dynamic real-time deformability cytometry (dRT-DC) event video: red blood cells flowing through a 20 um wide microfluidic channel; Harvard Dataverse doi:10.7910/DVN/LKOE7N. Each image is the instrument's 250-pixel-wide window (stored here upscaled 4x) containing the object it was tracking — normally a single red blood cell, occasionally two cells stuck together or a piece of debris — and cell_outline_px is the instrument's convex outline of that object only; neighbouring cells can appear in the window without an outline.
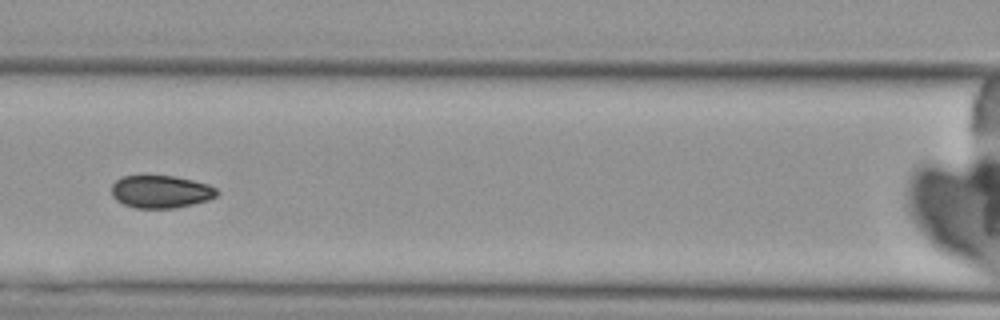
{"species": "Egyptian fruit bat (a non-hibernating species)", "species_latin": "Rousettus aegyptiacus", "temperature_condition": "cold", "stored_images_in_passage": 8, "camera_frame_rate_fps": 3000, "um_per_image_px": 0.085, "animal": {"sex": "female"}, "frame": {"image": 1, "passage_image": 6, "time_ms": 6.667, "image_size_px": [1000, 320], "cell_outline_px": [[220, 192], [216, 196], [208, 200], [176, 208], [136, 208], [124, 204], [116, 200], [112, 196], [112, 184], [116, 180], [124, 176], [176, 176], [208, 184], [216, 188]], "centroid_in_image_um": [13.68, 16.29], "position_along_channel_um": 152.9, "area_um2": 20.06}}
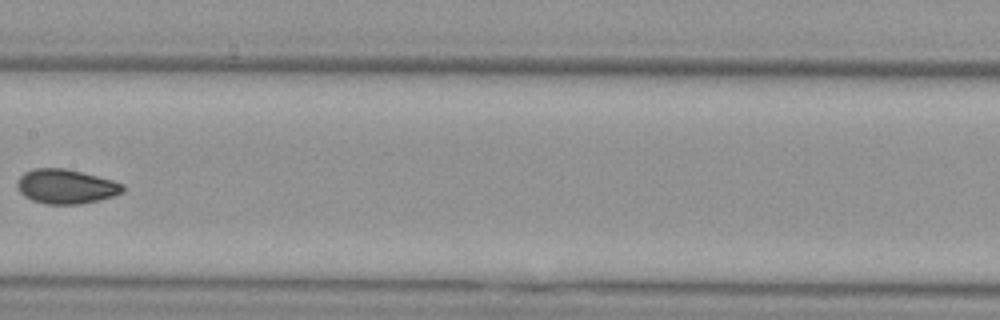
{"frame": {"image": 2, "passage_image": 7, "time_ms": 8.0, "image_size_px": [1000, 320], "cell_outline_px": [[124, 192], [100, 200], [80, 204], [44, 204], [32, 200], [24, 196], [20, 192], [16, 184], [20, 176], [24, 172], [32, 168], [64, 168], [112, 180], [124, 184]], "centroid_in_image_um": [5.59, 15.85], "position_along_channel_um": 201.8, "area_um2": 21.21}}
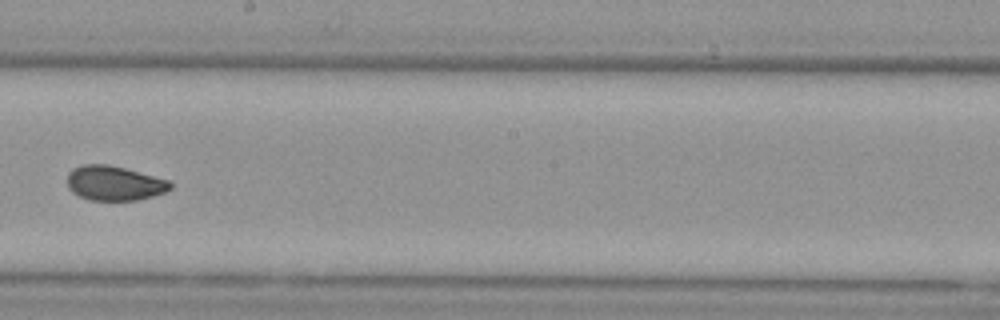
{"frame": {"image": 3, "passage_image": 8, "time_ms": 9.0, "image_size_px": [1000, 320], "cell_outline_px": [[172, 188], [164, 192], [152, 196], [136, 200], [88, 200], [72, 192], [68, 188], [68, 172], [72, 168], [84, 164], [108, 164], [124, 168], [168, 180], [172, 184]], "centroid_in_image_um": [9.68, 15.57], "position_along_channel_um": 238.5, "area_um2": 20.69}}